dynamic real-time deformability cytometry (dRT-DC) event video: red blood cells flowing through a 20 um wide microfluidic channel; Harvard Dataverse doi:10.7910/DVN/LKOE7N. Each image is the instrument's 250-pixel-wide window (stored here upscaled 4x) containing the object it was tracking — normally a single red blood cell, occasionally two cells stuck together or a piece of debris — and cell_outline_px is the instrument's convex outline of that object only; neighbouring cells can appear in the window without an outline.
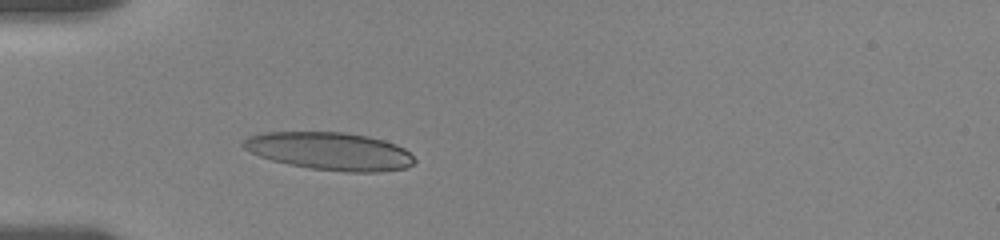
{"species": "human", "species_latin": "Homo sapiens", "temperature_condition": "room temperature", "stored_images_in_passage": 15, "camera_frame_rate_fps": 3000, "um_per_image_px": 0.085, "donor": {"sex": "female"}, "frame": {"image": 1, "passage_image": 11, "time_ms": 4.0, "image_size_px": [1000, 240], "cell_outline_px": [[416, 160], [412, 164], [404, 168], [376, 172], [344, 172], [308, 168], [288, 164], [272, 160], [260, 156], [244, 148], [240, 144], [248, 136], [268, 132], [344, 132], [368, 136], [384, 140], [396, 144], [404, 148]], "centroid_in_image_um": [28.04, 12.85], "position_along_channel_um": 57.0, "area_um2": 37.63}}
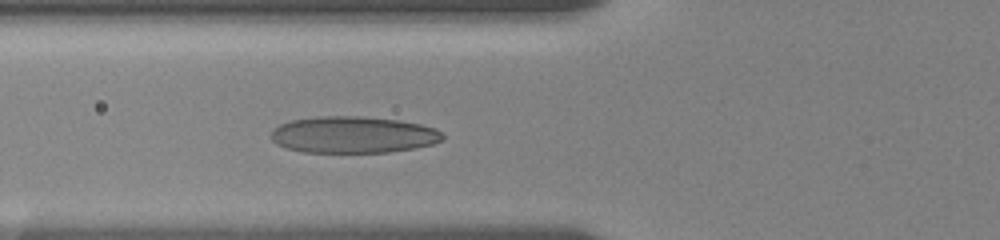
{"frame": {"image": 2, "passage_image": 15, "time_ms": 5.333, "image_size_px": [1000, 240], "cell_outline_px": [[444, 140], [432, 144], [416, 148], [388, 152], [300, 152], [284, 148], [276, 144], [272, 140], [272, 132], [280, 124], [292, 120], [316, 116], [364, 116], [400, 120], [420, 124], [436, 128], [444, 136]], "centroid_in_image_um": [30.03, 11.45], "position_along_channel_um": 95.8, "area_um2": 36.88}}